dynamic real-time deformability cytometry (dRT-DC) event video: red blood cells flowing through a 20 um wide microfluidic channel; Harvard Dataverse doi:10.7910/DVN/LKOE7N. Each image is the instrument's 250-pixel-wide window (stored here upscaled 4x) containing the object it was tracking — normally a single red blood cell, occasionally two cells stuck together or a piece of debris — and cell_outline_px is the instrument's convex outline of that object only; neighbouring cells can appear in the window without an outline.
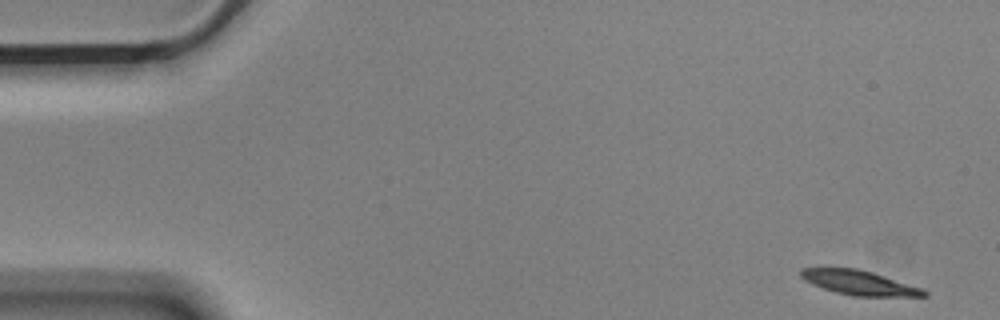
{"species": "Egyptian fruit bat (a non-hibernating species)", "species_latin": "Rousettus aegyptiacus", "temperature_condition": "cold", "stored_images_in_passage": 14, "camera_frame_rate_fps": 3000, "um_per_image_px": 0.085, "animal": {"sex": "male"}, "frame": {"image": 1, "passage_image": 1, "time_ms": 0.0, "image_size_px": [1000, 320], "cell_outline_px": [[928, 296], [852, 296], [836, 292], [812, 284], [804, 280], [800, 276], [800, 268], [856, 268], [872, 272], [924, 288], [928, 292]], "centroid_in_image_um": [73.06, 24.03], "position_along_channel_um": 11.9, "area_um2": 17.57}}
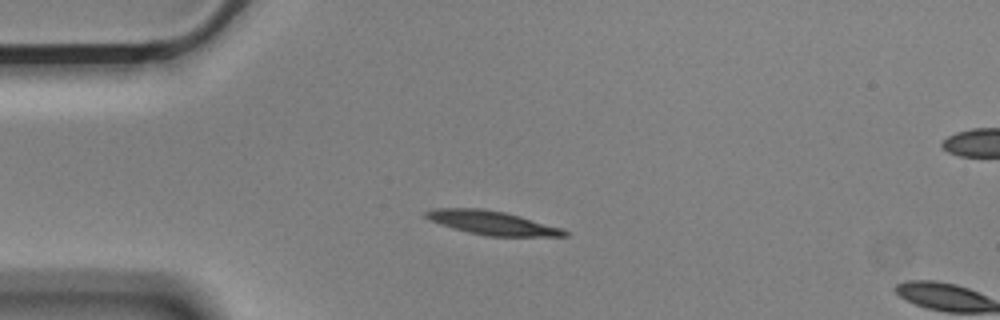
{"frame": {"image": 2, "passage_image": 12, "time_ms": 3.667, "image_size_px": [1000, 320], "cell_outline_px": [[568, 236], [484, 236], [452, 228], [428, 220], [424, 216], [424, 212], [432, 208], [480, 208], [504, 212], [520, 216], [564, 228], [568, 232]], "centroid_in_image_um": [41.81, 18.94], "position_along_channel_um": 43.2, "area_um2": 19.36}}